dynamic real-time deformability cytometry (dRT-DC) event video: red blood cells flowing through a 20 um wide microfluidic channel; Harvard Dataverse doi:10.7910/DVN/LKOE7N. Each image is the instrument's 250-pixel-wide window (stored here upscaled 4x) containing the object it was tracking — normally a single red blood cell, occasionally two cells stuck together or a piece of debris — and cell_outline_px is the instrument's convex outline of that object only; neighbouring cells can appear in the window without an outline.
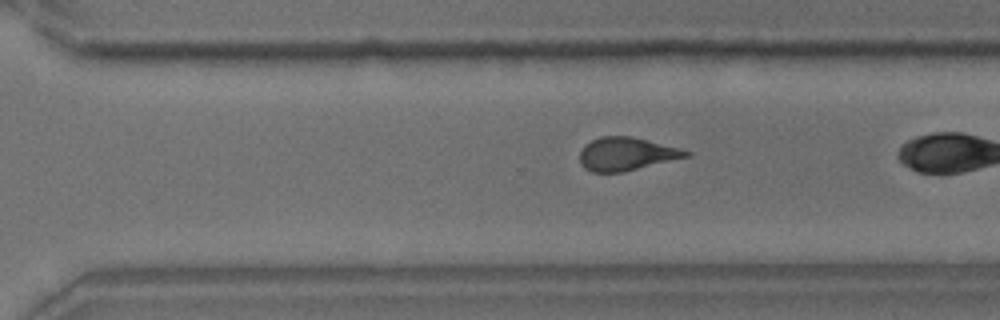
{"species": "common noctule bat (a hibernating species)", "species_latin": "Nyctalus noctula", "temperature_condition": "room temperature", "stored_images_in_passage": 38, "camera_frame_rate_fps": 3000, "um_per_image_px": 0.085, "animal": {"sex": "male", "body_mass_g": 18.8}, "frame": {"image": 1, "passage_image": 35, "time_ms": 11.333, "image_size_px": [1000, 320], "cell_outline_px": [[692, 156], [624, 172], [592, 172], [584, 168], [580, 164], [580, 152], [584, 144], [600, 136], [632, 136], [680, 148], [692, 152]], "centroid_in_image_um": [53.26, 13.09], "position_along_channel_um": 317.3, "area_um2": 20.81}}